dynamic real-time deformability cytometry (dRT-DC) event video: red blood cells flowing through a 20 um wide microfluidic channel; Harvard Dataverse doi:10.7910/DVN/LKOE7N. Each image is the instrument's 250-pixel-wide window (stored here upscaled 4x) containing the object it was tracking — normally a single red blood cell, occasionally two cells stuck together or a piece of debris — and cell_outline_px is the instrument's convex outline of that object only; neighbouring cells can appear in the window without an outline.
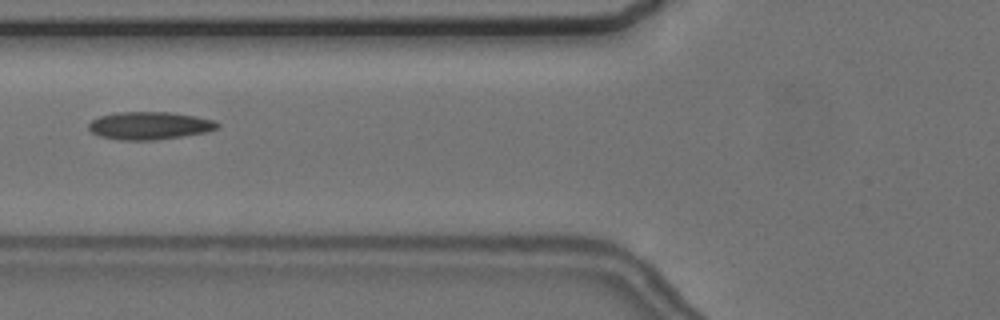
{"species": "common noctule bat (a hibernating species)", "species_latin": "Nyctalus noctula", "temperature_condition": "cold", "stored_images_in_passage": 8, "camera_frame_rate_fps": 3000, "um_per_image_px": 0.085, "animal": {"sex": "female", "body_mass_g": 24.6, "forearm_length_mm": 56.2}, "frame": {"image": 1, "passage_image": 8, "time_ms": 9.0, "image_size_px": [1000, 320], "cell_outline_px": [[220, 128], [204, 132], [156, 140], [120, 140], [100, 136], [92, 132], [88, 128], [88, 124], [92, 120], [100, 116], [120, 112], [172, 112], [196, 116], [212, 120], [220, 124]], "centroid_in_image_um": [12.71, 10.67], "position_along_channel_um": 113.1, "area_um2": 20.69}}